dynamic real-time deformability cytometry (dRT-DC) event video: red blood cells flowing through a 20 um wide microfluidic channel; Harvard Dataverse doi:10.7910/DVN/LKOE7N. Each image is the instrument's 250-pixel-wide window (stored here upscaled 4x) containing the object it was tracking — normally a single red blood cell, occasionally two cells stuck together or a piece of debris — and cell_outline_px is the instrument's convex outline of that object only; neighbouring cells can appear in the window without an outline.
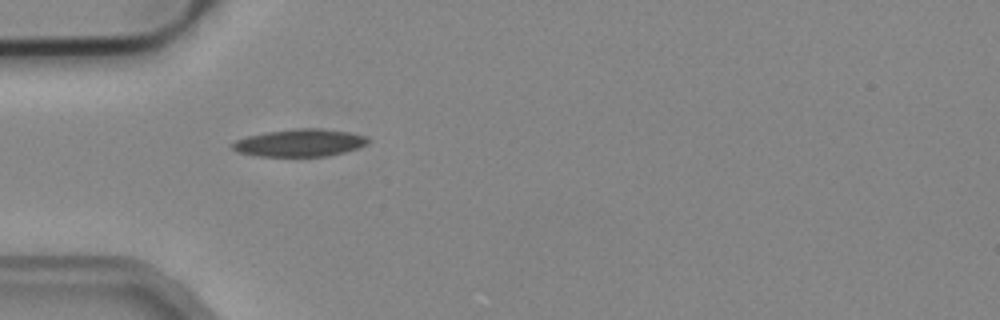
{"species": "common noctule bat (a hibernating species)", "species_latin": "Nyctalus noctula", "temperature_condition": "cold", "stored_images_in_passage": 37, "camera_frame_rate_fps": 3000, "um_per_image_px": 0.085, "animal": {"sex": "male", "body_mass_g": 19.2, "forearm_length_mm": 51.8}, "frame": {"image": 1, "passage_image": 1, "time_ms": 0.0, "image_size_px": [1000, 320], "cell_outline_px": [[368, 144], [344, 152], [328, 156], [256, 156], [240, 152], [232, 148], [228, 144], [236, 140], [248, 136], [268, 132], [296, 128], [320, 128], [348, 132], [364, 136], [368, 140]], "centroid_in_image_um": [25.45, 12.14], "position_along_channel_um": 59.5, "area_um2": 21.5}}
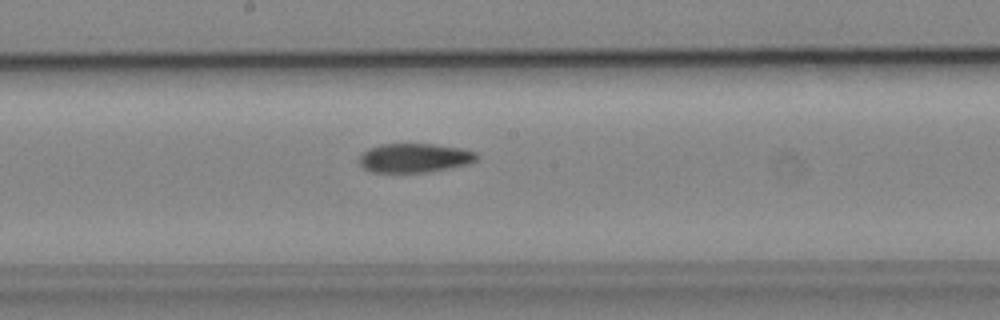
{"frame": {"image": 2, "passage_image": 13, "time_ms": 4.0, "image_size_px": [1000, 320], "cell_outline_px": [[480, 156], [476, 160], [468, 164], [428, 172], [372, 172], [364, 168], [360, 164], [360, 156], [368, 148], [380, 144], [432, 144], [464, 148], [476, 152]], "centroid_in_image_um": [35.27, 13.41], "position_along_channel_um": 212.9, "area_um2": 19.94}}
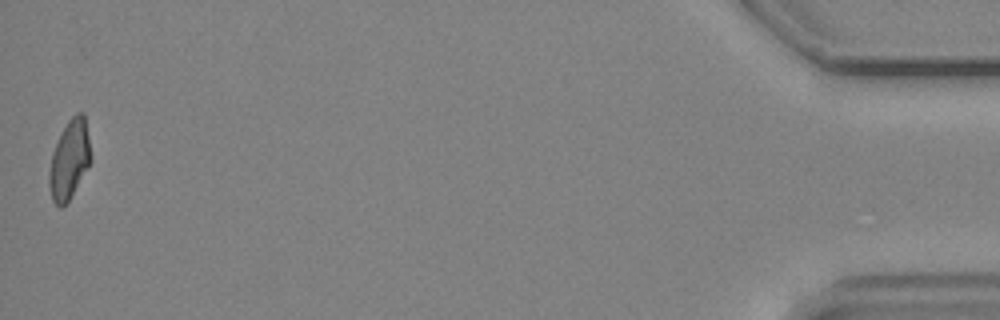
{"frame": {"image": 3, "passage_image": 37, "time_ms": 12.0, "image_size_px": [1000, 320], "cell_outline_px": [[92, 160], [68, 200], [60, 208], [52, 200], [48, 184], [48, 176], [52, 152], [68, 120], [76, 112], [84, 112], [92, 156]], "centroid_in_image_um": [5.9, 13.54], "position_along_channel_um": 429.3, "area_um2": 18.96}, "authors_computed_cell_mechanics": {"area_um2": 20.23, "velocity_mm_per_s": 3.9239, "shape_relaxation_time_tau1_ms": 6.3783, "shape_relaxation_time_tau2_ms": 6.5428, "deformation_change_tau1": 0.1783, "deformation_change_tau2": 0.1452}}